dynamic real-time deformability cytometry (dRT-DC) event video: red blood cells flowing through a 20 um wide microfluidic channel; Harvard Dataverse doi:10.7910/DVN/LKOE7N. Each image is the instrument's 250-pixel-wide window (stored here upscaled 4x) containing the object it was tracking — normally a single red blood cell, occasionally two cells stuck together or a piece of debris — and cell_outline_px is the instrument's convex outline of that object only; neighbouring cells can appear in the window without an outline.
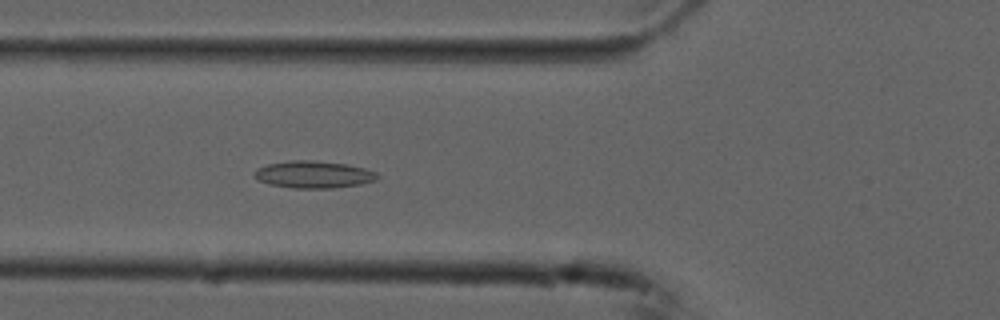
{"species": "common noctule bat (a hibernating species)", "species_latin": "Nyctalus noctula", "temperature_condition": "cold", "stored_images_in_passage": 47, "camera_frame_rate_fps": 3000, "um_per_image_px": 0.085, "animal": {"sex": "male", "forearm_length_mm": 52.5}, "frame": {"image": 1, "passage_image": 12, "time_ms": 3.667, "image_size_px": [1000, 320], "cell_outline_px": [[380, 176], [376, 180], [360, 184], [332, 188], [292, 188], [268, 184], [260, 180], [252, 172], [256, 168], [268, 164], [288, 160], [312, 160], [348, 164], [364, 168], [376, 172]], "centroid_in_image_um": [26.65, 14.82], "position_along_channel_um": 99.1, "area_um2": 19.54}}
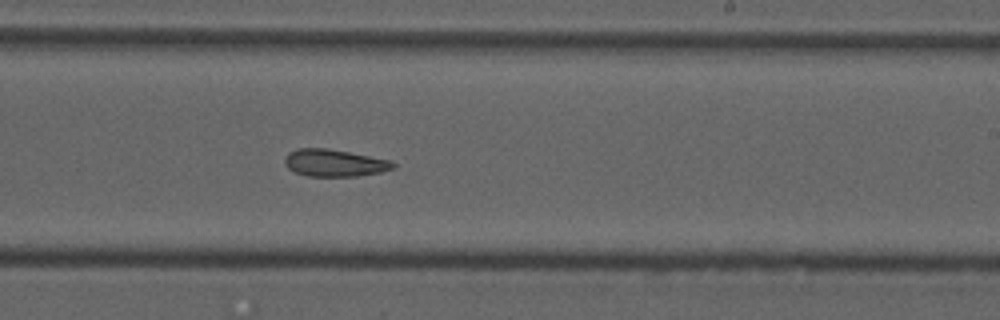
{"frame": {"image": 2, "passage_image": 25, "time_ms": 8.0, "image_size_px": [1000, 320], "cell_outline_px": [[396, 168], [380, 172], [356, 176], [308, 176], [296, 172], [288, 168], [284, 164], [284, 156], [288, 152], [296, 148], [328, 148], [392, 160], [396, 164]], "centroid_in_image_um": [28.42, 13.84], "position_along_channel_um": 260.6, "area_um2": 17.34}}
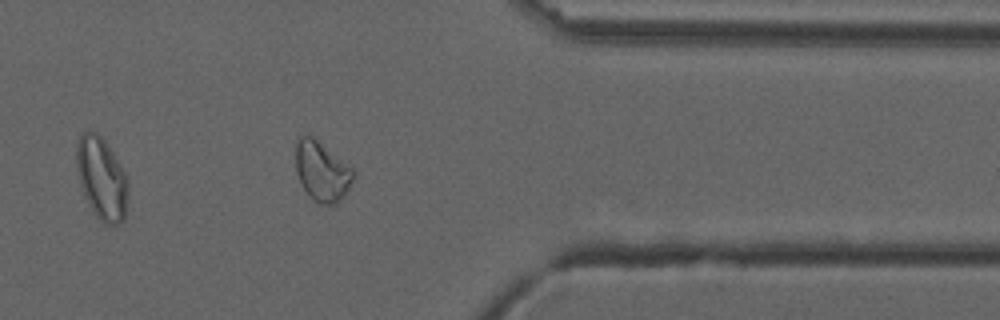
{"frame": {"image": 3, "passage_image": 36, "time_ms": 11.667, "image_size_px": [1000, 320], "cell_outline_px": [[356, 176], [344, 196], [336, 204], [320, 204], [312, 200], [308, 196], [296, 172], [296, 144], [300, 136], [312, 136], [352, 168], [356, 172]], "centroid_in_image_um": [27.38, 14.6], "position_along_channel_um": 384.0, "area_um2": 19.94}, "authors_computed_cell_mechanics": {"area_um2": 19.5364, "velocity_mm_per_s": 3.7304, "shape_relaxation_time_tau1_ms": null, "shape_relaxation_time_tau2_ms": 6.3459, "deformation_change_tau1": null, "deformation_change_tau2": 0.1447}}